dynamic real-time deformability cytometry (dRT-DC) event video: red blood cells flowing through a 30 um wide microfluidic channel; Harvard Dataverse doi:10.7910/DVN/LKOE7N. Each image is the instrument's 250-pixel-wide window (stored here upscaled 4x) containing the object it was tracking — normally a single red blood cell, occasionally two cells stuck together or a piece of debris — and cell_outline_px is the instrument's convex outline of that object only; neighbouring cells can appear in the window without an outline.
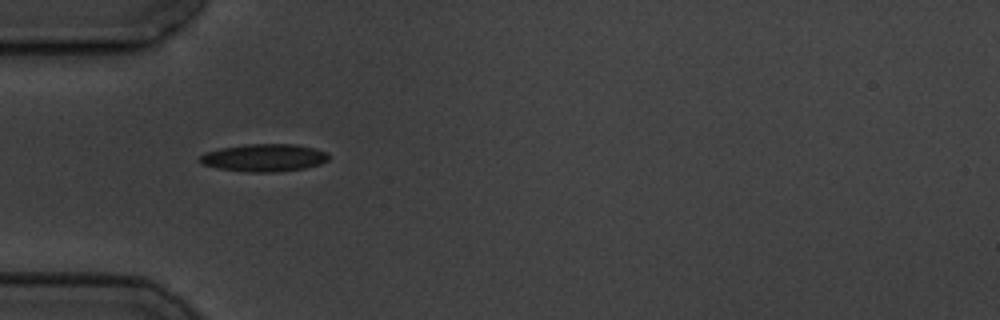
{"species": "common noctule bat (a hibernating species)", "species_latin": "Nyctalus noctula", "temperature_condition": "cold", "stored_images_in_passage": 11, "camera_frame_rate_fps": 3000, "um_per_image_px": 0.085, "animal": {"sex": "male", "body_mass_g": 19.5, "forearm_length_mm": 54.6}, "frame": {"image": 1, "passage_image": 1, "time_ms": 0.0, "image_size_px": [1000, 320], "cell_outline_px": [[328, 160], [320, 164], [304, 168], [276, 172], [252, 172], [220, 168], [204, 164], [196, 160], [204, 152], [220, 148], [244, 144], [296, 144], [316, 148], [328, 152]], "centroid_in_image_um": [22.46, 13.39], "position_along_channel_um": 62.5, "area_um2": 20.75}}
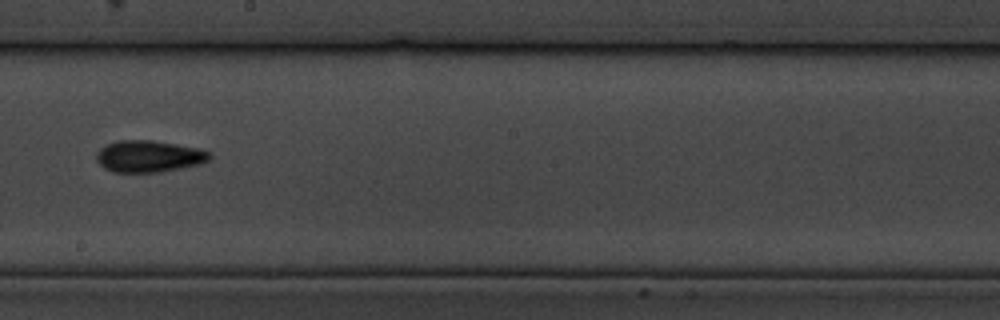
{"frame": {"image": 2, "passage_image": 5, "time_ms": 5.0, "image_size_px": [1000, 320], "cell_outline_px": [[212, 156], [208, 160], [200, 164], [160, 172], [112, 172], [104, 168], [96, 160], [96, 156], [100, 148], [108, 144], [120, 140], [152, 140], [200, 148], [208, 152]], "centroid_in_image_um": [12.65, 13.29], "position_along_channel_um": 235.5, "area_um2": 20.87}}
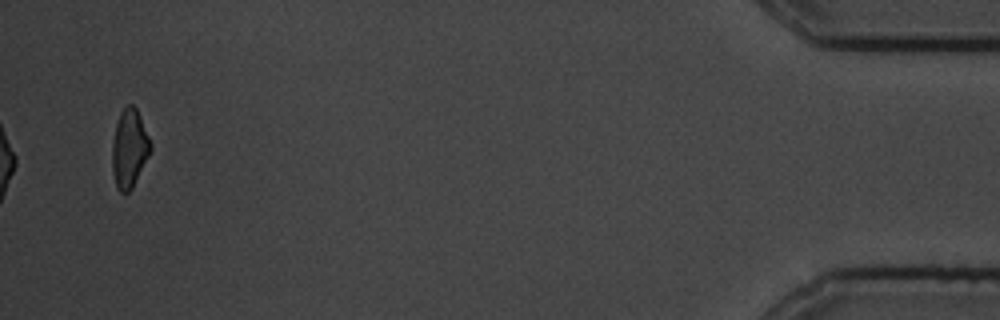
{"frame": {"image": 3, "passage_image": 11, "time_ms": 12.667, "image_size_px": [1000, 320], "cell_outline_px": [[152, 148], [132, 188], [128, 192], [120, 192], [116, 188], [112, 172], [112, 144], [116, 124], [120, 112], [128, 104], [132, 104], [136, 108], [140, 116], [152, 144]], "centroid_in_image_um": [10.98, 12.62], "position_along_channel_um": 424.2, "area_um2": 17.46}, "authors_computed_cell_mechanics": {"area_um2": 19.5364, "velocity_mm_per_s": 3.5047, "shape_relaxation_time_tau1_ms": 3.5412, "shape_relaxation_time_tau2_ms": 8.2396, "deformation_change_tau1": 0.0948, "deformation_change_tau2": 0.1232}}